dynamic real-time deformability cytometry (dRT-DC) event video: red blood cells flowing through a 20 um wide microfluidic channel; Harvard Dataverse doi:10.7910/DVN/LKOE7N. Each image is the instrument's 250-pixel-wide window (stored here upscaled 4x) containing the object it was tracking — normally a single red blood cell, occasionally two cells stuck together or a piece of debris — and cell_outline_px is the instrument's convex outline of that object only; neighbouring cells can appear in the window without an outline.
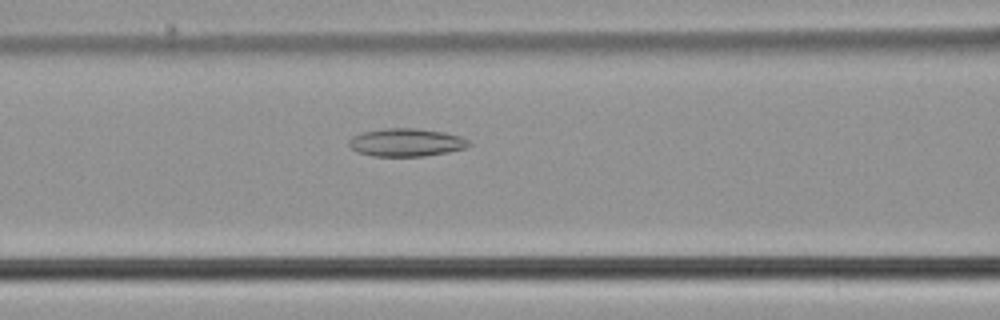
{"species": "common noctule bat (a hibernating species)", "species_latin": "Nyctalus noctula", "temperature_condition": "cold", "stored_images_in_passage": 41, "camera_frame_rate_fps": 3000, "um_per_image_px": 0.085, "animal": {"sex": "male", "body_mass_g": 21.5, "forearm_length_mm": 52.0}, "frame": {"image": 1, "passage_image": 17, "time_ms": 5.333, "image_size_px": [1000, 320], "cell_outline_px": [[472, 144], [464, 148], [448, 152], [424, 156], [372, 156], [356, 152], [348, 144], [348, 140], [352, 136], [360, 132], [384, 128], [416, 128], [444, 132], [460, 136], [468, 140]], "centroid_in_image_um": [34.49, 12.1], "position_along_channel_um": 132.1, "area_um2": 19.71}}
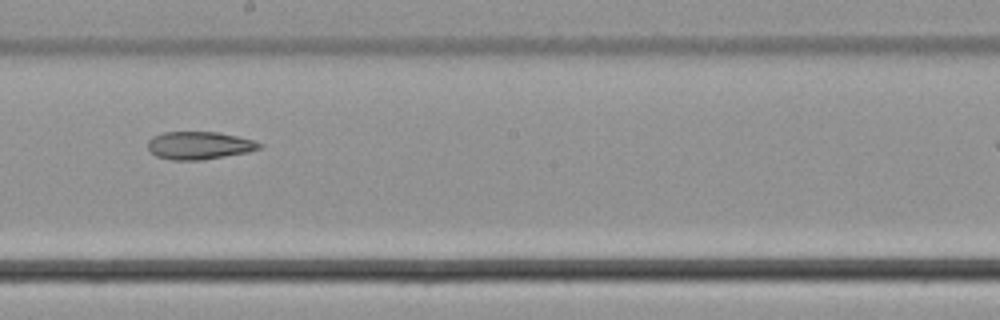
{"frame": {"image": 2, "passage_image": 25, "time_ms": 8.0, "image_size_px": [1000, 320], "cell_outline_px": [[264, 144], [260, 148], [248, 152], [200, 160], [172, 160], [156, 156], [148, 148], [148, 140], [152, 136], [164, 132], [216, 132], [236, 136], [252, 140]], "centroid_in_image_um": [16.91, 12.36], "position_along_channel_um": 231.3, "area_um2": 17.92}}
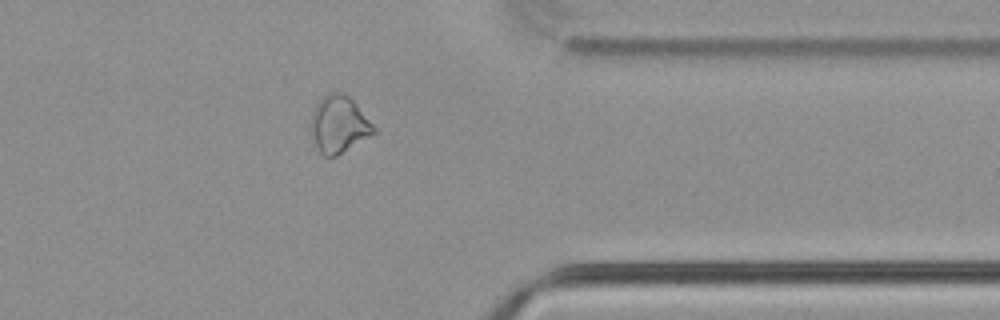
{"frame": {"image": 3, "passage_image": 38, "time_ms": 12.333, "image_size_px": [1000, 320], "cell_outline_px": [[376, 132], [336, 156], [324, 156], [320, 152], [312, 140], [308, 124], [312, 112], [316, 104], [328, 92], [344, 92], [356, 104], [376, 128]], "centroid_in_image_um": [28.75, 10.57], "position_along_channel_um": 382.6, "area_um2": 20.92}}